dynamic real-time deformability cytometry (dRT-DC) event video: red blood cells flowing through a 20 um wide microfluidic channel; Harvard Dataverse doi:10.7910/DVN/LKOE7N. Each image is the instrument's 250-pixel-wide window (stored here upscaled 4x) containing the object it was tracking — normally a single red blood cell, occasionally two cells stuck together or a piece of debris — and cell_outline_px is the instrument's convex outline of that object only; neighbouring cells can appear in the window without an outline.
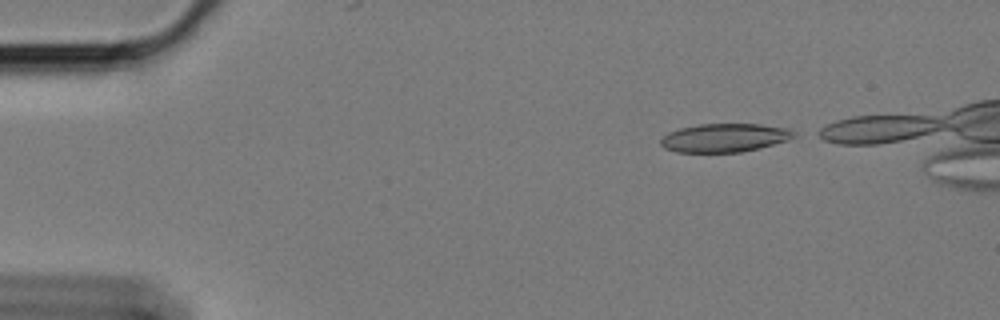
{"species": "Egyptian fruit bat (a non-hibernating species)", "species_latin": "Rousettus aegyptiacus", "temperature_condition": "cold", "stored_images_in_passage": 44, "camera_frame_rate_fps": 3000, "um_per_image_px": 0.085, "animal": {"sex": "female"}, "frame": {"image": 1, "passage_image": 1, "time_ms": 0.0, "image_size_px": [1000, 320], "cell_outline_px": [[800, 132], [796, 136], [788, 140], [760, 148], [740, 152], [676, 152], [664, 148], [660, 144], [660, 140], [668, 132], [680, 128], [700, 124], [760, 124], [792, 128]], "centroid_in_image_um": [61.66, 11.7], "position_along_channel_um": 23.3, "area_um2": 22.43}}
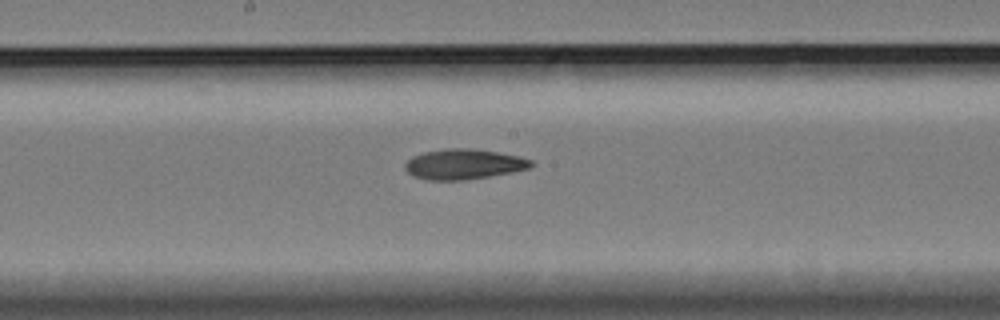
{"frame": {"image": 2, "passage_image": 24, "time_ms": 7.667, "image_size_px": [1000, 320], "cell_outline_px": [[532, 164], [528, 168], [512, 172], [464, 180], [424, 180], [412, 176], [404, 168], [404, 164], [412, 156], [424, 152], [444, 148], [472, 148], [520, 156], [532, 160]], "centroid_in_image_um": [39.36, 13.95], "position_along_channel_um": 208.8, "area_um2": 22.25}}
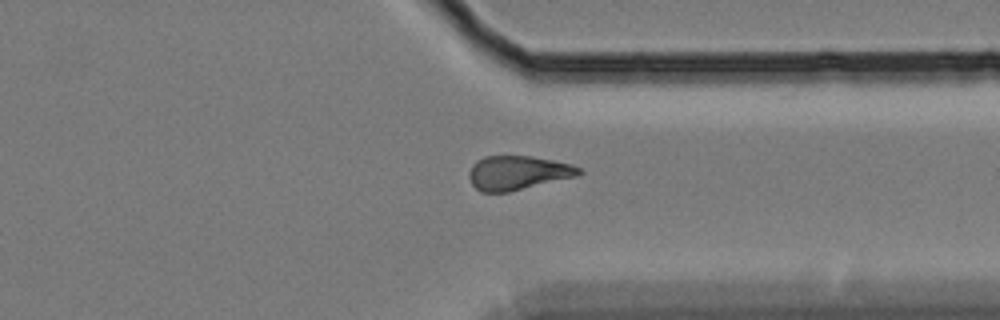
{"frame": {"image": 3, "passage_image": 38, "time_ms": 12.333, "image_size_px": [1000, 320], "cell_outline_px": [[584, 172], [576, 176], [508, 192], [480, 192], [472, 184], [468, 176], [476, 160], [484, 156], [532, 156], [572, 164], [580, 168]], "centroid_in_image_um": [44.01, 14.68], "position_along_channel_um": 367.4, "area_um2": 21.68}, "authors_computed_cell_mechanics": {"area_um2": 22.253, "velocity_mm_per_s": 3.4042, "shape_relaxation_time_tau1_ms": null, "shape_relaxation_time_tau2_ms": 7.3757, "deformation_change_tau1": null, "deformation_change_tau2": 0.1492}}